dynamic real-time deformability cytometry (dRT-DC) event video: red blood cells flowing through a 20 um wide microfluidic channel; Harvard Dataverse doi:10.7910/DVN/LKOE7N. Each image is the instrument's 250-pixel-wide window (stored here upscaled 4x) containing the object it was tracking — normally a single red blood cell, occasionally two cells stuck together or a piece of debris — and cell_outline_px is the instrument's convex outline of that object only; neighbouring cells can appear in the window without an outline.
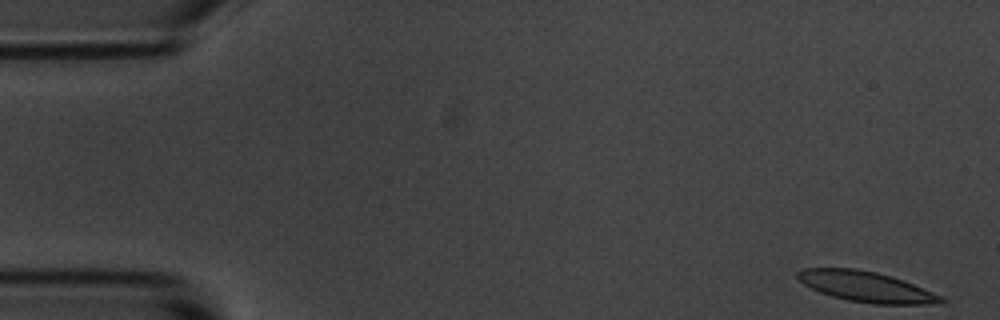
{"species": "common noctule bat (a hibernating species)", "species_latin": "Nyctalus noctula", "temperature_condition": "room temperature", "stored_images_in_passage": 5, "segment_of_instrument_passage": [1, 2], "camera_frame_rate_fps": 3000, "um_per_image_px": 0.085, "animal": {"sex": "male", "body_mass_g": 20.1, "forearm_length_mm": 53.5}, "frame": {"image": 1, "passage_image": 1, "time_ms": 0.0, "image_size_px": [1000, 320], "cell_outline_px": [[948, 300], [944, 304], [872, 304], [848, 300], [832, 296], [820, 292], [804, 284], [796, 276], [796, 272], [804, 268], [856, 268], [876, 272], [892, 276], [904, 280], [944, 296]], "centroid_in_image_um": [73.7, 24.37], "position_along_channel_um": 11.3, "area_um2": 25.72}}
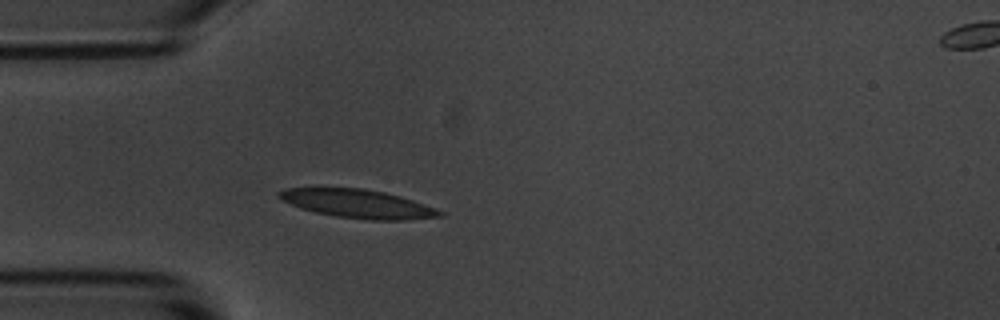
{"frame": {"image": 2, "passage_image": 4, "time_ms": 4.333, "image_size_px": [1000, 320], "cell_outline_px": [[444, 216], [408, 220], [368, 220], [336, 216], [316, 212], [300, 208], [276, 196], [276, 192], [288, 188], [364, 188], [384, 192], [400, 196], [436, 208], [444, 212]], "centroid_in_image_um": [30.45, 17.32], "position_along_channel_um": 54.6, "area_um2": 26.65}}